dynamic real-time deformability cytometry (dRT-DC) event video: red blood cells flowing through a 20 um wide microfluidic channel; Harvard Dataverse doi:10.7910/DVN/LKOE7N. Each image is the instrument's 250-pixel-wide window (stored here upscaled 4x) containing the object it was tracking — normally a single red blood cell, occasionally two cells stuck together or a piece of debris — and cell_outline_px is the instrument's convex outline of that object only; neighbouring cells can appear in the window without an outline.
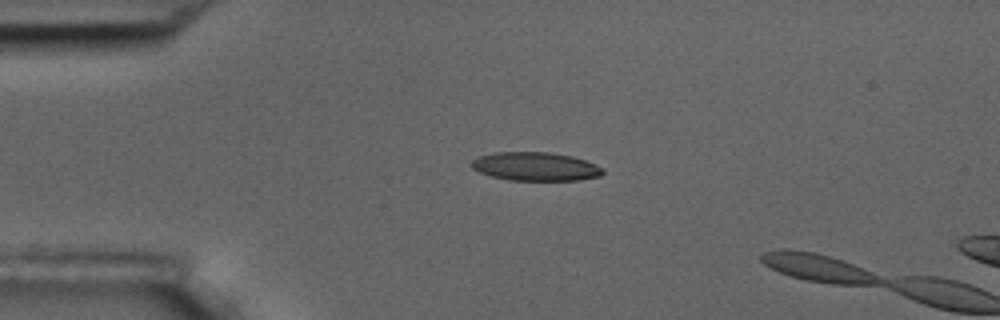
{"species": "common noctule bat (a hibernating species)", "species_latin": "Nyctalus noctula", "temperature_condition": "room temperature", "stored_images_in_passage": 5, "camera_frame_rate_fps": 3000, "um_per_image_px": 0.085, "animal": {"sex": "male", "body_mass_g": 17.5, "forearm_length_mm": 52.3}, "frame": {"image": 1, "passage_image": 4, "time_ms": 3.333, "image_size_px": [1000, 320], "cell_outline_px": [[604, 172], [600, 176], [580, 180], [508, 180], [492, 176], [480, 172], [472, 168], [472, 160], [480, 156], [496, 152], [548, 152], [572, 156], [596, 164], [604, 168]], "centroid_in_image_um": [45.55, 14.15], "position_along_channel_um": 39.5, "area_um2": 21.79}}